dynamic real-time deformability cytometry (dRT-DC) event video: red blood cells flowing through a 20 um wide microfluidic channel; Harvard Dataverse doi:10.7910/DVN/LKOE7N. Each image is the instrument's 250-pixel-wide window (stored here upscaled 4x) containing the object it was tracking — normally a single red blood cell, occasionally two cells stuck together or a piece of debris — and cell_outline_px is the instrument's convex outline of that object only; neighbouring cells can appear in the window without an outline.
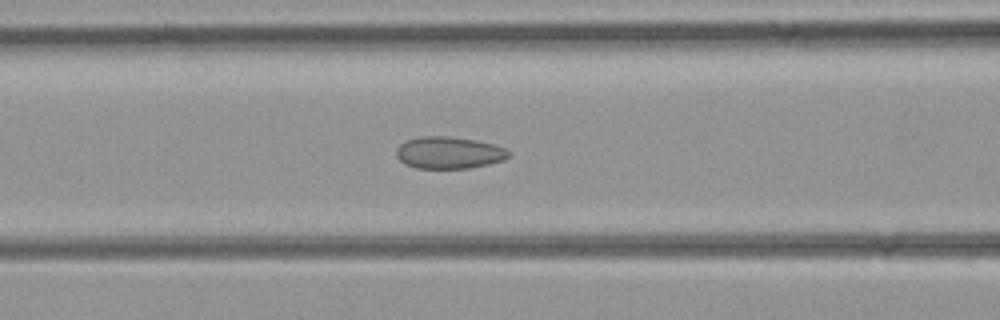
{"species": "common noctule bat (a hibernating species)", "species_latin": "Nyctalus noctula", "temperature_condition": "room temperature", "stored_images_in_passage": 44, "camera_frame_rate_fps": 3000, "um_per_image_px": 0.085, "animal": {"sex": "female", "body_mass_g": 21.9}, "frame": {"image": 1, "passage_image": 17, "time_ms": 5.333, "image_size_px": [1000, 320], "cell_outline_px": [[512, 152], [504, 160], [488, 164], [468, 168], [416, 168], [404, 164], [396, 156], [396, 148], [404, 140], [420, 136], [448, 136], [476, 140], [492, 144], [504, 148]], "centroid_in_image_um": [38.12, 12.97], "position_along_channel_um": 128.5, "area_um2": 21.04}}
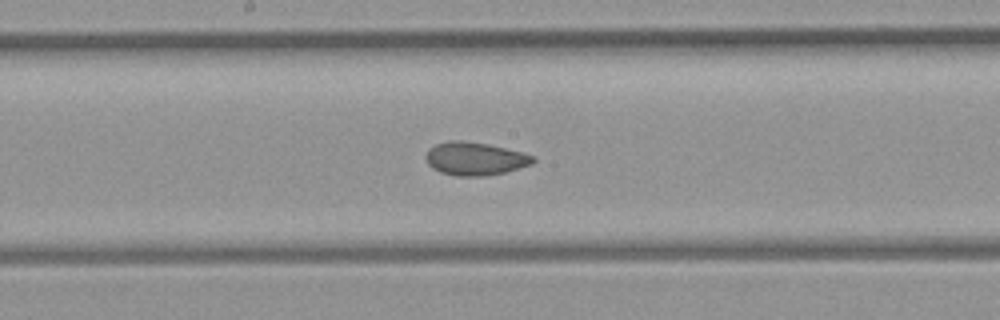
{"frame": {"image": 2, "passage_image": 22, "time_ms": 7.0, "image_size_px": [1000, 320], "cell_outline_px": [[536, 160], [532, 164], [504, 172], [484, 176], [456, 176], [440, 172], [432, 168], [428, 164], [424, 156], [428, 148], [436, 144], [452, 140], [460, 140], [488, 144], [524, 152], [532, 156]], "centroid_in_image_um": [40.34, 13.48], "position_along_channel_um": 207.9, "area_um2": 20.75}}
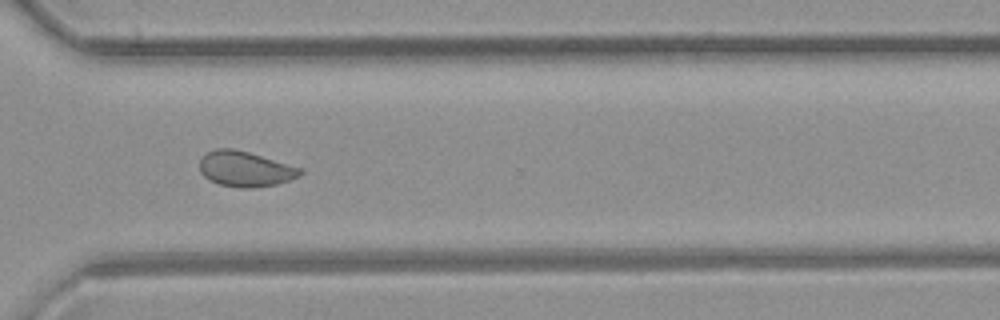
{"frame": {"image": 3, "passage_image": 31, "time_ms": 10.0, "image_size_px": [1000, 320], "cell_outline_px": [[304, 172], [300, 176], [276, 184], [252, 188], [240, 188], [220, 184], [208, 180], [200, 172], [200, 156], [216, 148], [232, 148], [248, 152], [304, 168]], "centroid_in_image_um": [20.85, 14.36], "position_along_channel_um": 349.8, "area_um2": 20.87}}